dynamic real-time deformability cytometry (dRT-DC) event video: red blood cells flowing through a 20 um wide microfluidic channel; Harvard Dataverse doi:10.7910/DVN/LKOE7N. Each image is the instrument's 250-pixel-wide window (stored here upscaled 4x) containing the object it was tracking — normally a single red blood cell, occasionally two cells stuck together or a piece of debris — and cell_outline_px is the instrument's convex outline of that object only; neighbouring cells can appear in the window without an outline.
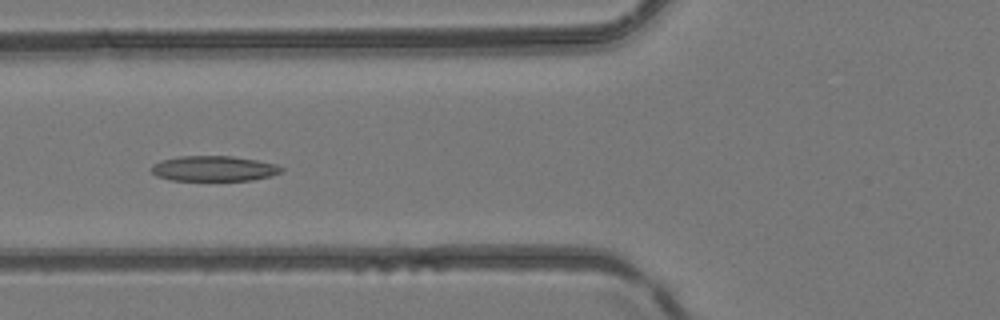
{"species": "common noctule bat (a hibernating species)", "species_latin": "Nyctalus noctula", "temperature_condition": "room temperature", "stored_images_in_passage": 3, "camera_frame_rate_fps": 3000, "um_per_image_px": 0.085, "animal": {"sex": "female", "body_mass_g": 24.6, "forearm_length_mm": 56.2}, "frame": {"image": 1, "passage_image": 3, "time_ms": 2.333, "image_size_px": [1000, 320], "cell_outline_px": [[284, 168], [280, 172], [272, 176], [252, 180], [172, 180], [156, 176], [152, 172], [152, 164], [160, 160], [180, 156], [232, 156], [256, 160], [276, 164]], "centroid_in_image_um": [18.17, 14.32], "position_along_channel_um": 107.6, "area_um2": 19.13}}